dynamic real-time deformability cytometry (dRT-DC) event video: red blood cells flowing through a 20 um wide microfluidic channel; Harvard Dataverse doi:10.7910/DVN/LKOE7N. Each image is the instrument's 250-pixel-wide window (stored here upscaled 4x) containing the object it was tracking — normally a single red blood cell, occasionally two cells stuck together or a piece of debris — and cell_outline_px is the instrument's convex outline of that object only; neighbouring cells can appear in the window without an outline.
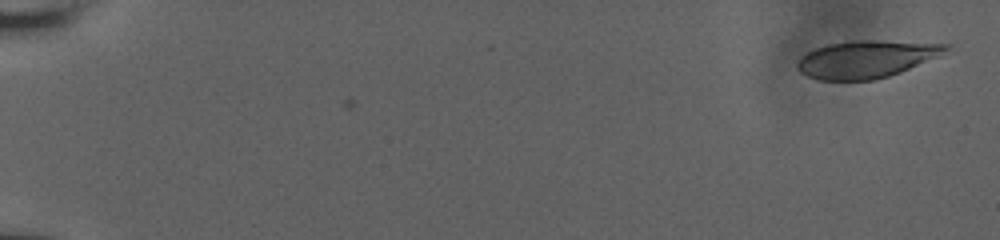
{"species": "human", "species_latin": "Homo sapiens", "temperature_condition": "room temperature", "stored_images_in_passage": 17, "camera_frame_rate_fps": 3000, "um_per_image_px": 0.085, "donor": {"sex": "male"}, "frame": {"image": 1, "passage_image": 1, "time_ms": 0.0, "image_size_px": [1000, 240], "cell_outline_px": [[952, 44], [940, 56], [900, 72], [888, 76], [872, 80], [816, 80], [800, 72], [796, 68], [796, 64], [808, 52], [816, 48], [828, 44], [848, 40], [880, 40]], "centroid_in_image_um": [73.65, 5.02], "position_along_channel_um": 11.3, "area_um2": 32.37}}
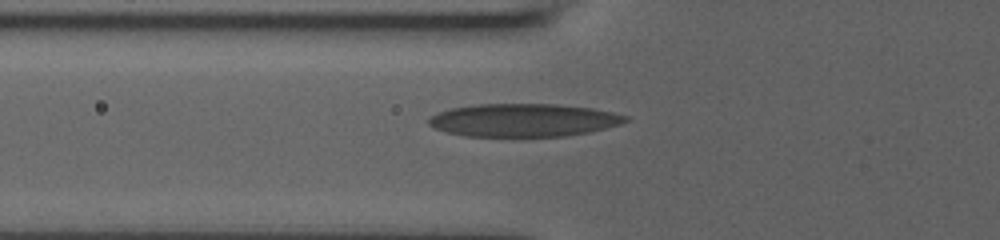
{"frame": {"image": 2, "passage_image": 15, "time_ms": 7.0, "image_size_px": [1000, 240], "cell_outline_px": [[628, 120], [620, 124], [588, 132], [568, 136], [524, 140], [464, 136], [448, 132], [436, 128], [428, 124], [428, 120], [432, 116], [448, 108], [480, 104], [556, 104], [592, 108], [612, 112], [628, 116]], "centroid_in_image_um": [44.49, 10.26], "position_along_channel_um": 81.3, "area_um2": 39.13}}
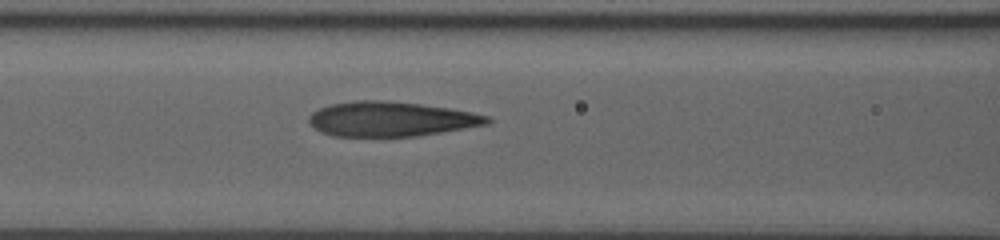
{"frame": {"image": 3, "passage_image": 17, "time_ms": 8.333, "image_size_px": [1000, 240], "cell_outline_px": [[492, 120], [488, 124], [416, 136], [332, 136], [320, 132], [308, 120], [308, 116], [312, 112], [320, 108], [332, 104], [356, 100], [384, 100], [420, 104], [448, 108], [472, 112], [488, 116]], "centroid_in_image_um": [33.21, 10.11], "position_along_channel_um": 133.4, "area_um2": 35.84}}